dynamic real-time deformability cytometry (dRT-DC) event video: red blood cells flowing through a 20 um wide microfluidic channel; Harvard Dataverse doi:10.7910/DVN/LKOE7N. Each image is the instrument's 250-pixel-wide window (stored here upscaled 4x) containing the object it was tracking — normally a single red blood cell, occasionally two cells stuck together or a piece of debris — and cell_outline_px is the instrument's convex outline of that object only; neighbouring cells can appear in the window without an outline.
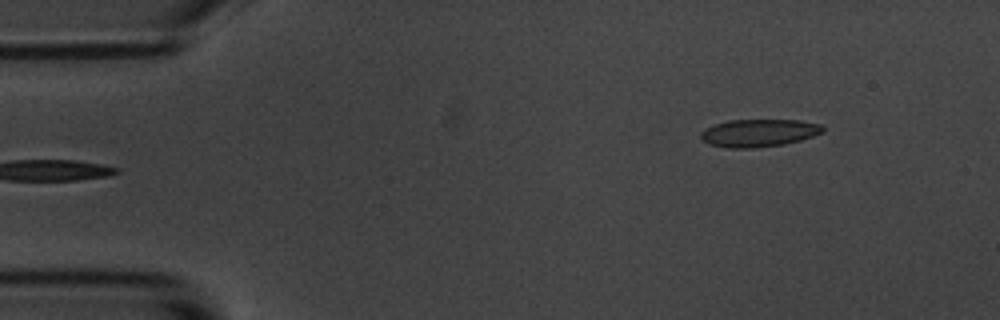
{"species": "common noctule bat (a hibernating species)", "species_latin": "Nyctalus noctula", "temperature_condition": "room temperature", "stored_images_in_passage": 2, "camera_frame_rate_fps": 3000, "um_per_image_px": 0.085, "animal": {"sex": "male", "body_mass_g": 20.1, "forearm_length_mm": 53.5}, "frame": {"image": 1, "passage_image": 2, "time_ms": 1.333, "image_size_px": [1000, 320], "cell_outline_px": [[824, 132], [800, 140], [784, 144], [752, 148], [728, 148], [708, 144], [700, 140], [700, 132], [704, 128], [728, 120], [800, 120], [820, 124], [824, 128]], "centroid_in_image_um": [64.46, 11.3], "position_along_channel_um": 20.5, "area_um2": 19.77}}